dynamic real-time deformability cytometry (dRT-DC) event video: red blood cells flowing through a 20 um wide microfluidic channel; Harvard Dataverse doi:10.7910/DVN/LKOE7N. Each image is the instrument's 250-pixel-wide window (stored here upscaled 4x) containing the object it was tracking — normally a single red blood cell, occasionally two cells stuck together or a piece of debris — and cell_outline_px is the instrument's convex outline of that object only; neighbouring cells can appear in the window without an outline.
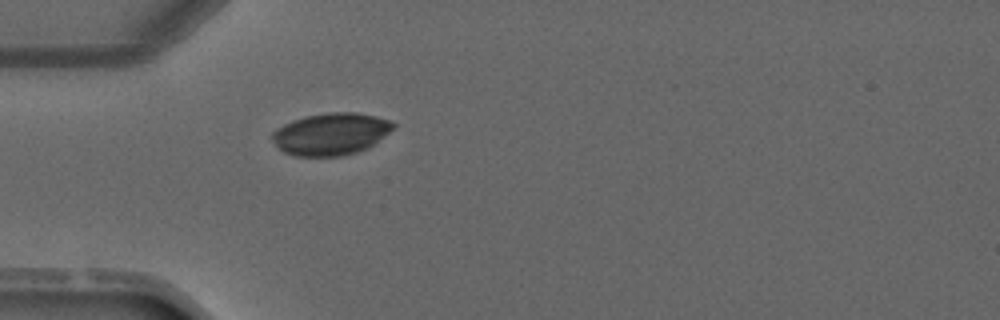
{"species": "common noctule bat (a hibernating species)", "species_latin": "Nyctalus noctula", "temperature_condition": "warm", "stored_images_in_passage": 1, "camera_frame_rate_fps": 3000, "um_per_image_px": 0.085, "animal": {"sex": "male", "forearm_length_mm": 52.5}, "frame": {"image": 1, "passage_image": 1, "time_ms": 0.0, "image_size_px": [1000, 320], "cell_outline_px": [[396, 124], [388, 132], [368, 148], [344, 156], [296, 156], [284, 152], [272, 140], [272, 132], [276, 128], [292, 120], [304, 116], [328, 112], [356, 112], [376, 116], [388, 120]], "centroid_in_image_um": [28.1, 11.38], "position_along_channel_um": 56.9, "area_um2": 29.59}}